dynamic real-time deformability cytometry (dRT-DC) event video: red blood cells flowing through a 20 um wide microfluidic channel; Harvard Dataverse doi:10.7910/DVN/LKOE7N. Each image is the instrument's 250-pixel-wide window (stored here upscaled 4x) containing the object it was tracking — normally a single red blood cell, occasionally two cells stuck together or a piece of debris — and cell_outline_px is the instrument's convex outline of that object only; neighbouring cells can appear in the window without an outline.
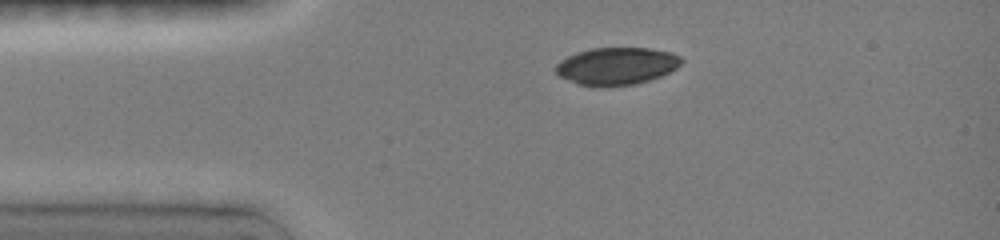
{"species": "common noctule bat (a hibernating species)", "species_latin": "Nyctalus noctula", "temperature_condition": "room temperature", "stored_images_in_passage": 26, "camera_frame_rate_fps": 3000, "um_per_image_px": 0.085, "animal": {"sex": "female", "body_mass_g": 19.0, "forearm_length_mm": 51.5}, "frame": {"image": 1, "passage_image": 1, "time_ms": 0.0, "image_size_px": [1000, 240], "cell_outline_px": [[684, 60], [676, 68], [660, 76], [636, 84], [608, 88], [600, 88], [580, 84], [560, 76], [556, 72], [556, 64], [560, 60], [568, 56], [592, 48], [648, 48], [668, 52], [680, 56]], "centroid_in_image_um": [52.41, 5.64], "position_along_channel_um": 32.6, "area_um2": 27.34}}
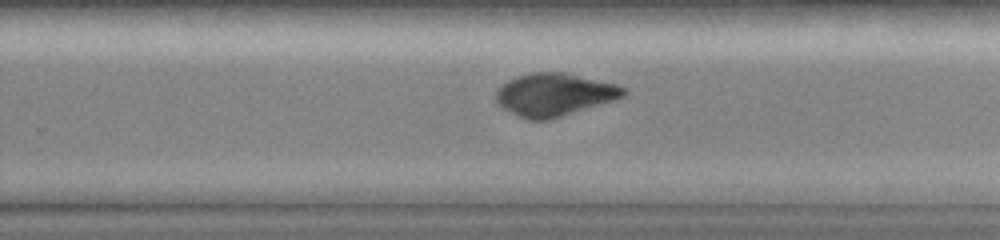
{"frame": {"image": 2, "passage_image": 16, "time_ms": 7.0, "image_size_px": [1000, 240], "cell_outline_px": [[628, 92], [624, 96], [612, 100], [548, 120], [528, 120], [504, 108], [496, 100], [496, 92], [508, 80], [516, 76], [532, 72], [564, 72], [616, 84], [624, 88]], "centroid_in_image_um": [47.11, 8.03], "position_along_channel_um": 282.7, "area_um2": 31.15}}
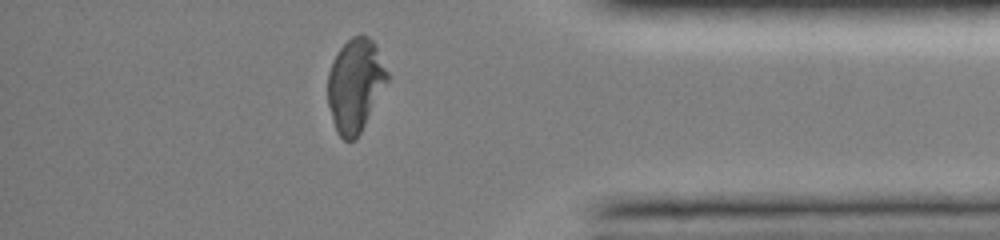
{"frame": {"image": 3, "passage_image": 24, "time_ms": 10.333, "image_size_px": [1000, 240], "cell_outline_px": [[388, 80], [356, 140], [344, 140], [336, 132], [332, 120], [328, 104], [328, 72], [332, 60], [340, 48], [352, 36], [368, 36], [376, 44], [388, 72]], "centroid_in_image_um": [30.18, 7.23], "position_along_channel_um": 405.0, "area_um2": 32.14}}